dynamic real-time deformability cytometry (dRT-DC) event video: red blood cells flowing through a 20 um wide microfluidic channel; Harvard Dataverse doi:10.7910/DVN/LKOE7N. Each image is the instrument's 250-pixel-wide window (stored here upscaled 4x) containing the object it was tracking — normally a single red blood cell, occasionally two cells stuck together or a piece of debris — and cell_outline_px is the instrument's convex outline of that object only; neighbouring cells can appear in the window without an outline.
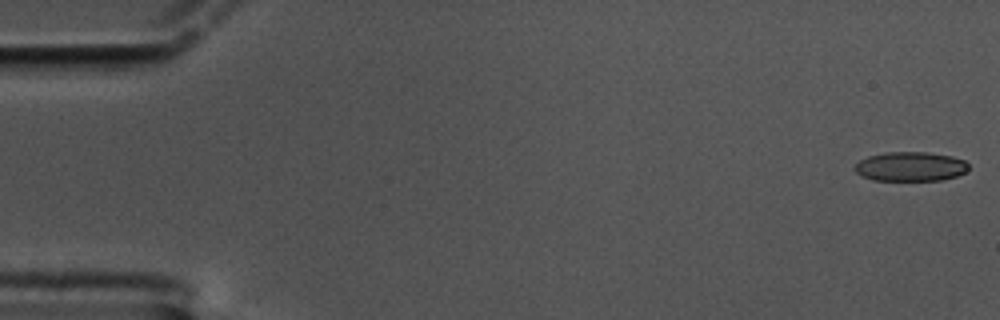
{"species": "common noctule bat (a hibernating species)", "species_latin": "Nyctalus noctula", "temperature_condition": "cold", "stored_images_in_passage": 11, "camera_frame_rate_fps": 3000, "um_per_image_px": 0.085, "animal": {"sex": "male", "body_mass_g": 17.5, "forearm_length_mm": 52.3}, "frame": {"image": 1, "passage_image": 1, "time_ms": 0.0, "image_size_px": [1000, 320], "cell_outline_px": [[968, 168], [964, 172], [956, 176], [940, 180], [872, 180], [860, 176], [852, 168], [860, 160], [868, 156], [884, 152], [928, 152], [952, 156], [964, 160], [968, 164]], "centroid_in_image_um": [77.35, 14.15], "position_along_channel_um": 7.7, "area_um2": 19.54}}